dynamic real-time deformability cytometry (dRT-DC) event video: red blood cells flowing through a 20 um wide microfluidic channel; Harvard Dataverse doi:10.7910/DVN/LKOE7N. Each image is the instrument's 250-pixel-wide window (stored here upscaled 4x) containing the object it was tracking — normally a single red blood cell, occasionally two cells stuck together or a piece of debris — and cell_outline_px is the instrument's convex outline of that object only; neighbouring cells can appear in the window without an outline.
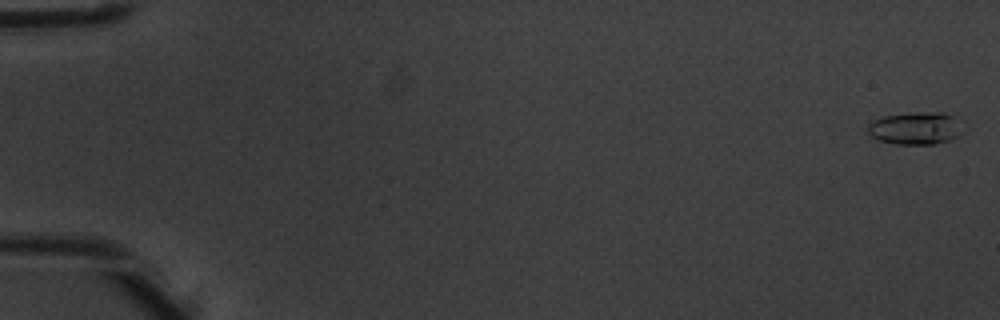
{"species": "common noctule bat (a hibernating species)", "species_latin": "Nyctalus noctula", "temperature_condition": "warm", "stored_images_in_passage": 6, "camera_frame_rate_fps": 3000, "um_per_image_px": 0.085, "animal": {"sex": "male", "body_mass_g": 20.1, "forearm_length_mm": 53.5}, "frame": {"image": 1, "passage_image": 1, "time_ms": 0.0, "image_size_px": [1000, 320], "cell_outline_px": [[968, 128], [960, 136], [936, 144], [896, 144], [880, 140], [872, 136], [868, 132], [868, 124], [872, 120], [884, 116], [912, 112], [940, 112], [964, 120]], "centroid_in_image_um": [77.95, 10.89], "position_along_channel_um": 7.1, "area_um2": 18.61}}
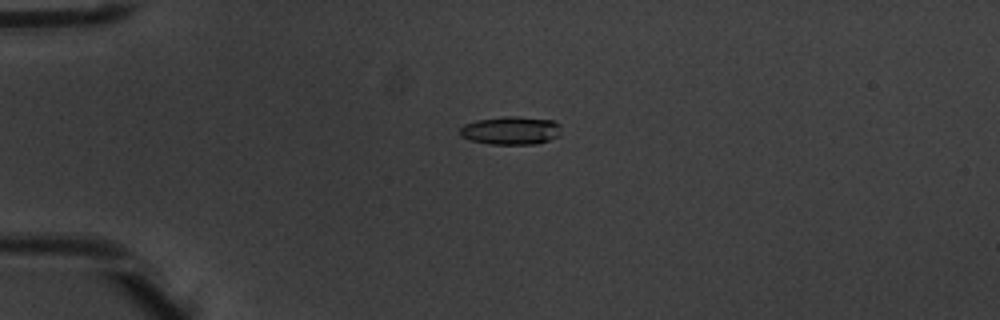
{"frame": {"image": 2, "passage_image": 4, "time_ms": 1.0, "image_size_px": [1000, 320], "cell_outline_px": [[560, 136], [536, 144], [488, 144], [472, 140], [460, 136], [460, 128], [464, 124], [476, 120], [504, 116], [516, 116], [552, 120], [560, 124]], "centroid_in_image_um": [43.43, 11.09], "position_along_channel_um": 41.6, "area_um2": 16.7}}